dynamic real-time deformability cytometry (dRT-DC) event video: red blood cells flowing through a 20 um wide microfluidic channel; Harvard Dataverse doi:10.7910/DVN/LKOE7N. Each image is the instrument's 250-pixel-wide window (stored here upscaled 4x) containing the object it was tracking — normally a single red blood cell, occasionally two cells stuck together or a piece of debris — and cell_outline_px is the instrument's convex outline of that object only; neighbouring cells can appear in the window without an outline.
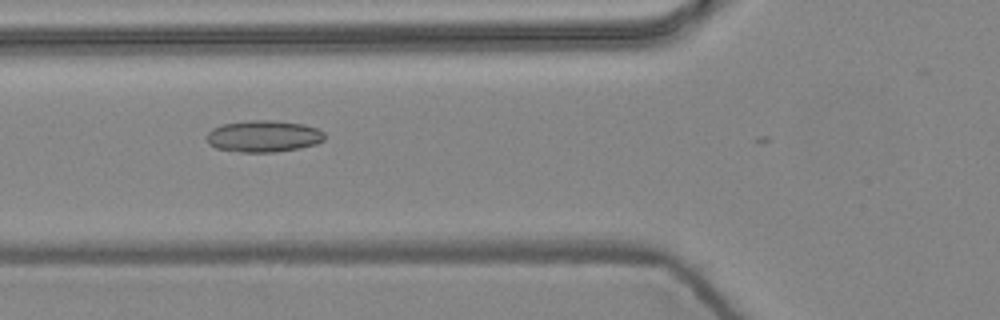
{"species": "common noctule bat (a hibernating species)", "species_latin": "Nyctalus noctula", "temperature_condition": "warm", "stored_images_in_passage": 9, "camera_frame_rate_fps": 3000, "um_per_image_px": 0.085, "animal": {"sex": "female", "body_mass_g": 24.6, "forearm_length_mm": 56.2}, "frame": {"image": 1, "passage_image": 7, "time_ms": 2.0, "image_size_px": [1000, 320], "cell_outline_px": [[324, 140], [316, 144], [300, 148], [276, 152], [240, 152], [216, 148], [208, 144], [204, 136], [212, 128], [224, 124], [248, 120], [276, 120], [304, 124], [316, 128], [324, 132]], "centroid_in_image_um": [22.38, 11.58], "position_along_channel_um": 103.4, "area_um2": 22.02}}
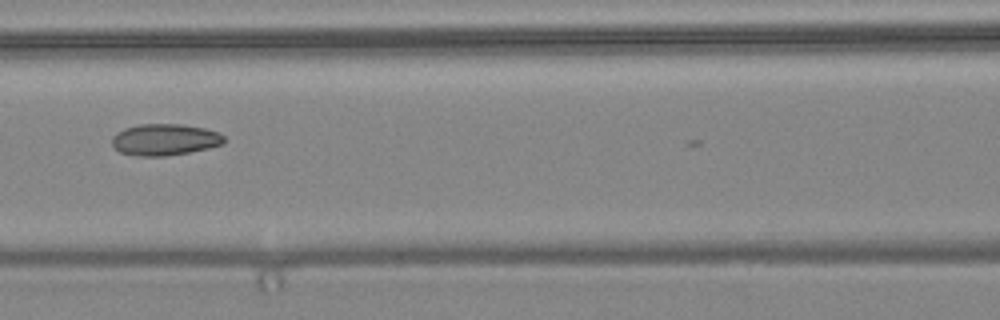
{"frame": {"image": 2, "passage_image": 8, "time_ms": 2.333, "image_size_px": [1000, 320], "cell_outline_px": [[224, 144], [208, 148], [188, 152], [164, 156], [136, 156], [120, 152], [112, 148], [112, 136], [116, 132], [124, 128], [140, 124], [180, 124], [204, 128], [220, 132], [224, 136]], "centroid_in_image_um": [13.98, 11.86], "position_along_channel_um": 152.6, "area_um2": 20.75}}